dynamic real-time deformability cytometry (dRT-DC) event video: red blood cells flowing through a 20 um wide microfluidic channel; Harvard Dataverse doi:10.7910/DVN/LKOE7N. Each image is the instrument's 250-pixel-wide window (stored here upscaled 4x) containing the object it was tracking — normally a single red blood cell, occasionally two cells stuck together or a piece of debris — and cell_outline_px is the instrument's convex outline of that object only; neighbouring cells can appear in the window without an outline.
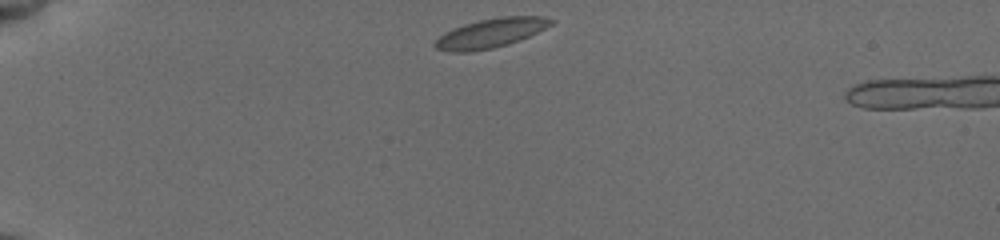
{"species": "common noctule bat (a hibernating species)", "species_latin": "Nyctalus noctula", "temperature_condition": "cold", "stored_images_in_passage": 44, "camera_frame_rate_fps": 3000, "um_per_image_px": 0.085, "animal": {"sex": "female", "body_mass_g": 19.5, "forearm_length_mm": 54.1}, "frame": {"image": 1, "passage_image": 1, "time_ms": 0.0, "image_size_px": [1000, 240], "cell_outline_px": [[556, 20], [552, 24], [520, 40], [508, 44], [492, 48], [468, 52], [452, 52], [436, 48], [432, 44], [444, 32], [452, 28], [464, 24], [480, 20], [500, 16], [544, 16]], "centroid_in_image_um": [41.7, 2.8], "position_along_channel_um": 43.3, "area_um2": 19.71}}
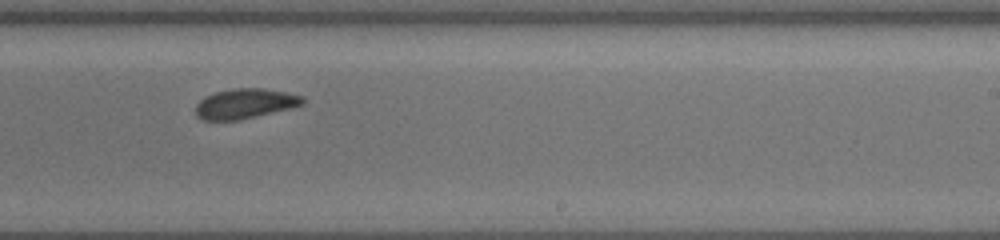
{"frame": {"image": 2, "passage_image": 15, "time_ms": 7.333, "image_size_px": [1000, 240], "cell_outline_px": [[304, 104], [240, 120], [204, 120], [196, 116], [196, 104], [204, 96], [216, 92], [232, 88], [264, 88], [304, 96]], "centroid_in_image_um": [20.8, 8.8], "position_along_channel_um": 268.2, "area_um2": 18.55}}
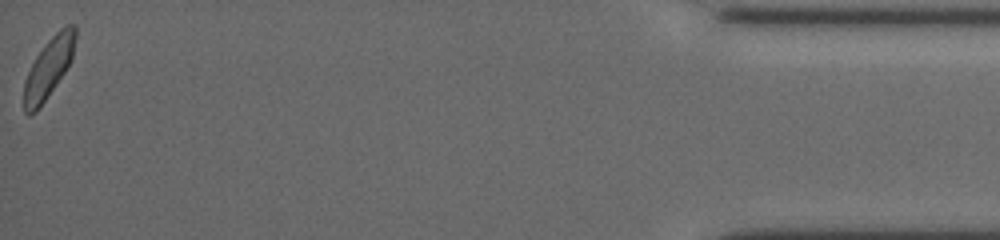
{"frame": {"image": 3, "passage_image": 43, "time_ms": 13.667, "image_size_px": [1000, 240], "cell_outline_px": [[76, 36], [72, 56], [64, 72], [36, 112], [28, 116], [24, 112], [24, 84], [28, 72], [36, 56], [48, 40], [60, 28], [68, 24], [76, 24]], "centroid_in_image_um": [4.13, 5.75], "position_along_channel_um": 431.1, "area_um2": 17.57}, "authors_computed_cell_mechanics": {"area_um2": 18.7561, "velocity_mm_per_s": 3.7761, "shape_relaxation_time_tau1_ms": 2.1255, "shape_relaxation_time_tau2_ms": 1.5918, "deformation_change_tau1": 0.0951, "deformation_change_tau2": 0.063}}